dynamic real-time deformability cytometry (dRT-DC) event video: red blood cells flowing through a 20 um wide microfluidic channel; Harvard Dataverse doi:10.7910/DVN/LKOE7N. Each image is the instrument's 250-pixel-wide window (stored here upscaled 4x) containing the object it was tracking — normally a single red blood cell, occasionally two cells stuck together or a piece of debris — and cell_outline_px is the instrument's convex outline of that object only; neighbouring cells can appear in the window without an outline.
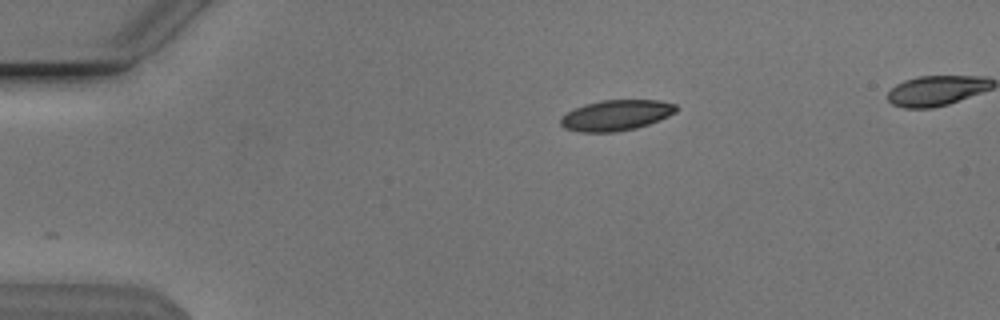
{"species": "Egyptian fruit bat (a non-hibernating species)", "species_latin": "Rousettus aegyptiacus", "temperature_condition": "cold", "stored_images_in_passage": 42, "camera_frame_rate_fps": 3000, "um_per_image_px": 0.085, "animal": {"sex": "male"}, "frame": {"image": 1, "passage_image": 1, "time_ms": 0.0, "image_size_px": [1000, 320], "cell_outline_px": [[676, 112], [660, 120], [636, 128], [616, 132], [580, 132], [564, 128], [560, 124], [560, 120], [568, 112], [584, 104], [600, 100], [660, 100], [676, 104]], "centroid_in_image_um": [52.38, 9.8], "position_along_channel_um": 32.6, "area_um2": 20.58}}
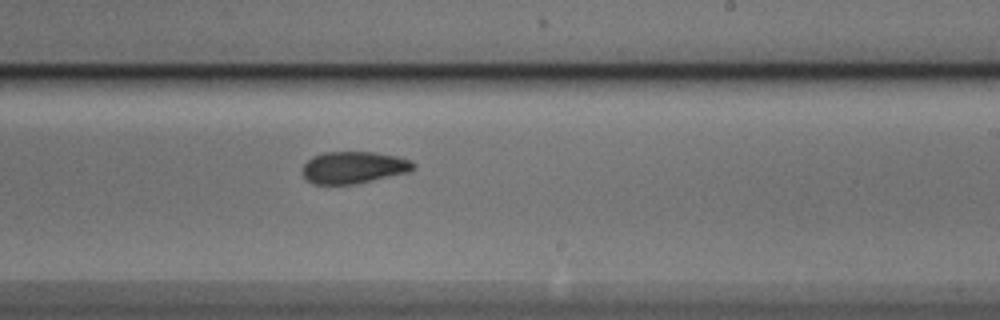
{"frame": {"image": 2, "passage_image": 23, "time_ms": 7.333, "image_size_px": [1000, 320], "cell_outline_px": [[416, 168], [408, 172], [356, 184], [312, 184], [304, 176], [304, 164], [312, 156], [324, 152], [376, 152], [396, 156], [412, 160], [416, 164]], "centroid_in_image_um": [30.1, 14.23], "position_along_channel_um": 258.9, "area_um2": 20.69}}
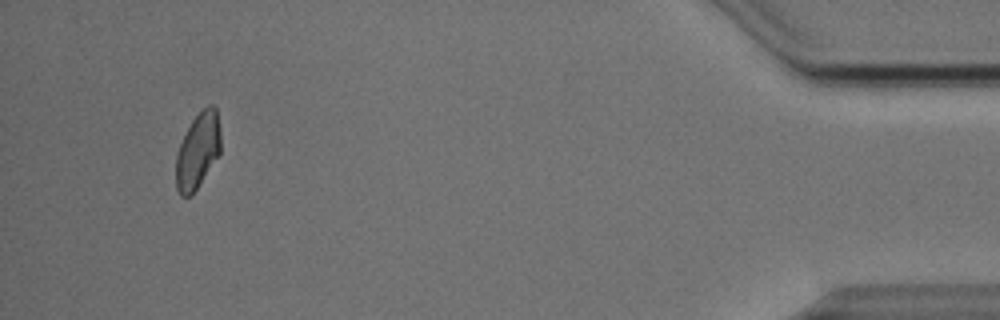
{"frame": {"image": 3, "passage_image": 41, "time_ms": 13.333, "image_size_px": [1000, 320], "cell_outline_px": [[220, 152], [192, 196], [180, 196], [176, 188], [176, 156], [180, 144], [192, 120], [208, 104], [212, 104], [216, 108], [220, 132]], "centroid_in_image_um": [16.8, 12.83], "position_along_channel_um": 418.4, "area_um2": 19.48}}